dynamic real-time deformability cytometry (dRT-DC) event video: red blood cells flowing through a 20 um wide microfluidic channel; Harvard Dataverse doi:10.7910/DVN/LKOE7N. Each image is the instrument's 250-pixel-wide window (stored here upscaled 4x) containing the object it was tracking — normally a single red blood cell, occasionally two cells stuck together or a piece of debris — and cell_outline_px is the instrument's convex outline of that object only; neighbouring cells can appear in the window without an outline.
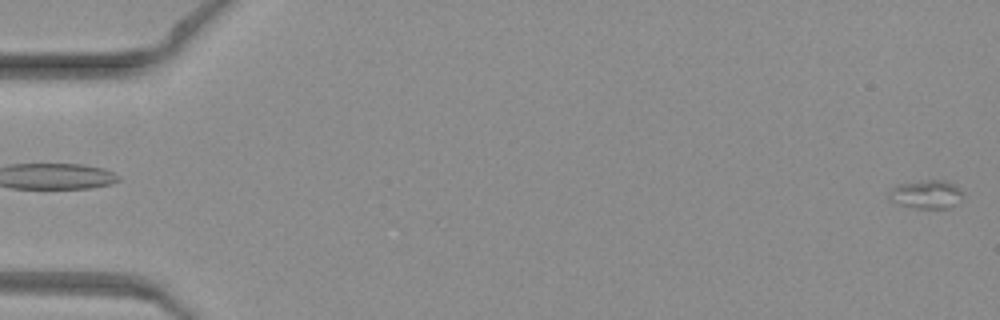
{"species": "common noctule bat (a hibernating species)", "species_latin": "Nyctalus noctula", "temperature_condition": "warm", "stored_images_in_passage": 51, "camera_frame_rate_fps": 3000, "um_per_image_px": 0.085, "animal": {"sex": "female", "body_mass_g": 19.3, "forearm_length_mm": 54.1}, "frame": {"image": 1, "passage_image": 1, "time_ms": 0.0, "image_size_px": [1000, 320], "cell_outline_px": [[964, 196], [956, 204], [948, 208], [916, 208], [900, 204], [892, 200], [888, 196], [888, 192], [892, 188], [900, 184], [924, 180], [948, 180], [960, 188], [964, 192]], "centroid_in_image_um": [78.8, 16.5], "position_along_channel_um": 6.2, "area_um2": 12.31}}
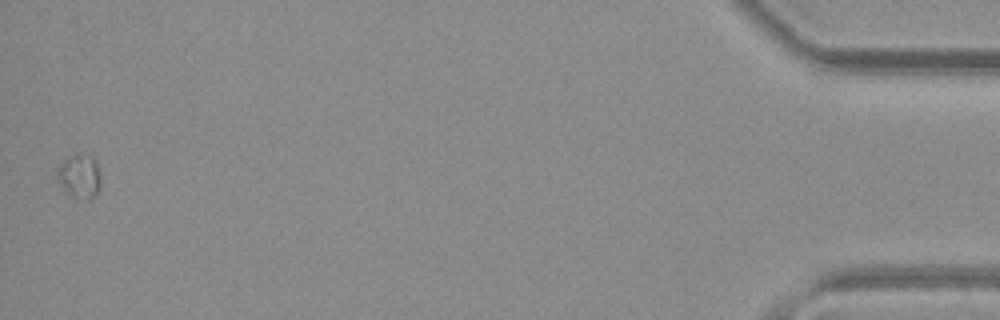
{"frame": {"image": 2, "passage_image": 51, "time_ms": 16.667, "image_size_px": [1000, 320], "cell_outline_px": [[100, 188], [88, 200], [72, 196], [68, 192], [56, 176], [56, 168], [68, 156], [76, 152], [80, 152], [92, 156], [96, 164], [100, 176]], "centroid_in_image_um": [6.75, 14.91], "position_along_channel_um": 428.5, "area_um2": 11.04}}